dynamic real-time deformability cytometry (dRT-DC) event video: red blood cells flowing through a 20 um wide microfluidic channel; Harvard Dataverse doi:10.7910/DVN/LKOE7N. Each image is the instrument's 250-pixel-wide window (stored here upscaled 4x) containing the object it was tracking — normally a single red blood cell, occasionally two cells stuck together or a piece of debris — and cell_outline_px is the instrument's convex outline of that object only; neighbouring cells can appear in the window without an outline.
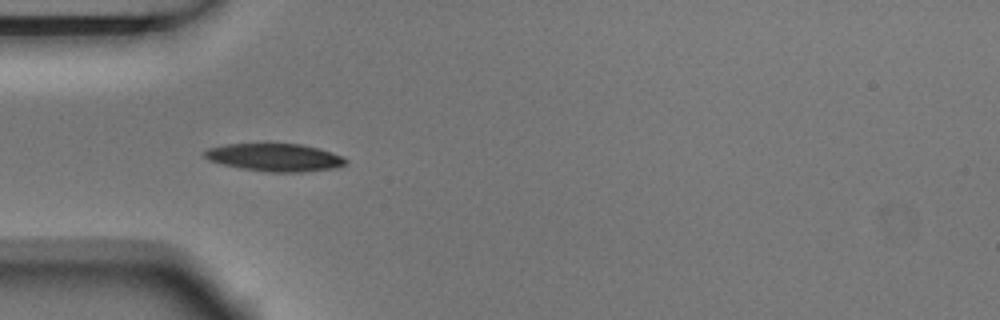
{"species": "Egyptian fruit bat (a non-hibernating species)", "species_latin": "Rousettus aegyptiacus", "temperature_condition": "room temperature", "stored_images_in_passage": 5, "camera_frame_rate_fps": 3000, "um_per_image_px": 0.085, "animal": {"sex": "male"}, "frame": {"image": 1, "passage_image": 4, "time_ms": 1.0, "image_size_px": [1000, 320], "cell_outline_px": [[348, 160], [344, 164], [336, 168], [300, 172], [272, 172], [240, 168], [208, 160], [204, 156], [204, 152], [208, 148], [224, 144], [300, 144], [320, 148], [340, 156]], "centroid_in_image_um": [23.35, 13.38], "position_along_channel_um": 61.7, "area_um2": 22.6}}
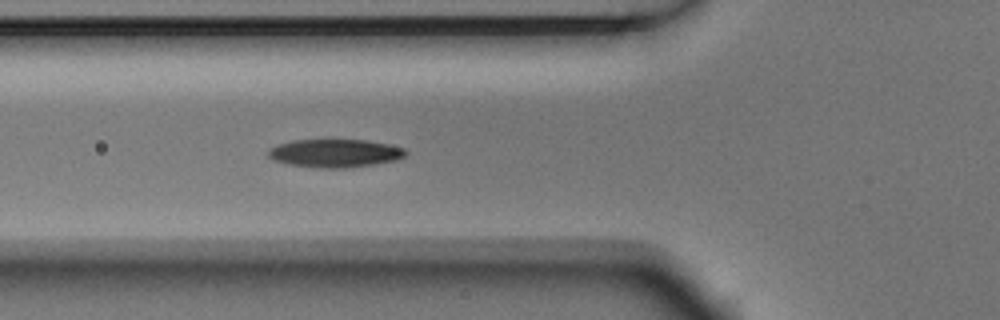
{"frame": {"image": 2, "passage_image": 5, "time_ms": 1.333, "image_size_px": [1000, 320], "cell_outline_px": [[408, 152], [404, 156], [396, 160], [348, 168], [316, 168], [288, 164], [276, 160], [268, 156], [268, 148], [276, 144], [292, 140], [328, 136], [368, 140], [388, 144], [404, 148]], "centroid_in_image_um": [28.43, 12.96], "position_along_channel_um": 97.4, "area_um2": 23.7}}